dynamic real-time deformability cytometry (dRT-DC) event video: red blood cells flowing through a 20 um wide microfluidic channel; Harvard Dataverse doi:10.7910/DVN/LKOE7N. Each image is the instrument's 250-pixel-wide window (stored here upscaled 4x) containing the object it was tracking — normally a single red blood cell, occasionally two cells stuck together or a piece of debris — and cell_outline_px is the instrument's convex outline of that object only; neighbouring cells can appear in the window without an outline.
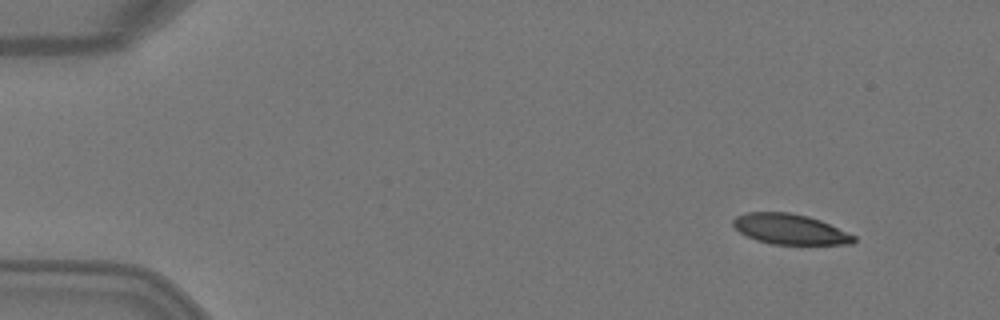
{"species": "Egyptian fruit bat (a non-hibernating species)", "species_latin": "Rousettus aegyptiacus", "temperature_condition": "warm", "stored_images_in_passage": 3, "camera_frame_rate_fps": 3000, "um_per_image_px": 0.085, "animal": {"sex": "female"}, "frame": {"image": 1, "passage_image": 1, "time_ms": 0.0, "image_size_px": [1000, 320], "cell_outline_px": [[856, 240], [852, 244], [772, 244], [756, 240], [740, 232], [732, 224], [732, 220], [736, 216], [744, 212], [788, 212], [808, 216], [820, 220], [856, 236]], "centroid_in_image_um": [67.13, 19.47], "position_along_channel_um": 17.9, "area_um2": 21.27}}
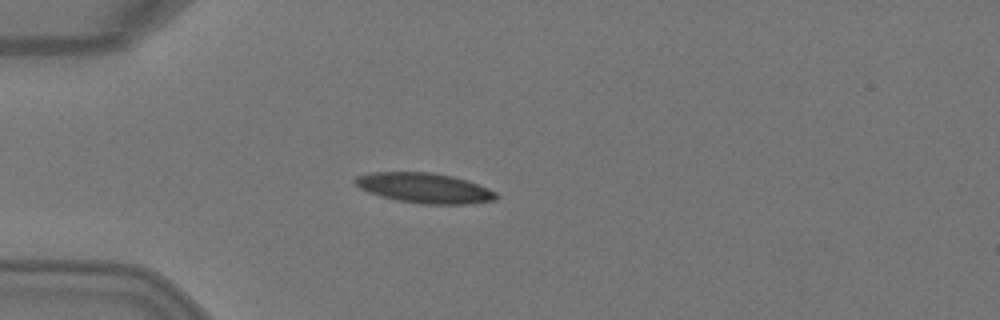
{"frame": {"image": 2, "passage_image": 3, "time_ms": 0.667, "image_size_px": [1000, 320], "cell_outline_px": [[500, 196], [496, 200], [472, 204], [420, 204], [396, 200], [380, 196], [368, 192], [360, 188], [352, 180], [356, 176], [372, 172], [432, 172], [452, 176], [488, 188], [496, 192]], "centroid_in_image_um": [36.08, 15.99], "position_along_channel_um": 48.9, "area_um2": 24.85}}